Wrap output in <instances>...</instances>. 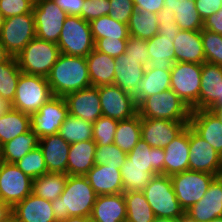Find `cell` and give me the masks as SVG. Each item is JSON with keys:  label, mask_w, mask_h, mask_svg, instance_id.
<instances>
[{"label": "cell", "mask_w": 222, "mask_h": 222, "mask_svg": "<svg viewBox=\"0 0 222 222\" xmlns=\"http://www.w3.org/2000/svg\"><path fill=\"white\" fill-rule=\"evenodd\" d=\"M97 196L85 176L67 175L63 193L51 202L56 221L69 217H90Z\"/></svg>", "instance_id": "obj_1"}, {"label": "cell", "mask_w": 222, "mask_h": 222, "mask_svg": "<svg viewBox=\"0 0 222 222\" xmlns=\"http://www.w3.org/2000/svg\"><path fill=\"white\" fill-rule=\"evenodd\" d=\"M53 96L91 87L86 57L60 54L47 77Z\"/></svg>", "instance_id": "obj_2"}, {"label": "cell", "mask_w": 222, "mask_h": 222, "mask_svg": "<svg viewBox=\"0 0 222 222\" xmlns=\"http://www.w3.org/2000/svg\"><path fill=\"white\" fill-rule=\"evenodd\" d=\"M191 112L172 89L146 97L138 104L141 118L189 122Z\"/></svg>", "instance_id": "obj_3"}, {"label": "cell", "mask_w": 222, "mask_h": 222, "mask_svg": "<svg viewBox=\"0 0 222 222\" xmlns=\"http://www.w3.org/2000/svg\"><path fill=\"white\" fill-rule=\"evenodd\" d=\"M60 54L57 43L35 37L17 55L16 60L23 73L47 78Z\"/></svg>", "instance_id": "obj_4"}, {"label": "cell", "mask_w": 222, "mask_h": 222, "mask_svg": "<svg viewBox=\"0 0 222 222\" xmlns=\"http://www.w3.org/2000/svg\"><path fill=\"white\" fill-rule=\"evenodd\" d=\"M142 192L155 217L181 219L185 215L174 193L170 176L154 175Z\"/></svg>", "instance_id": "obj_5"}, {"label": "cell", "mask_w": 222, "mask_h": 222, "mask_svg": "<svg viewBox=\"0 0 222 222\" xmlns=\"http://www.w3.org/2000/svg\"><path fill=\"white\" fill-rule=\"evenodd\" d=\"M52 97L46 77L21 72L11 108L31 115Z\"/></svg>", "instance_id": "obj_6"}, {"label": "cell", "mask_w": 222, "mask_h": 222, "mask_svg": "<svg viewBox=\"0 0 222 222\" xmlns=\"http://www.w3.org/2000/svg\"><path fill=\"white\" fill-rule=\"evenodd\" d=\"M90 23L80 16H67L57 42L60 52L69 56L86 57L94 49Z\"/></svg>", "instance_id": "obj_7"}, {"label": "cell", "mask_w": 222, "mask_h": 222, "mask_svg": "<svg viewBox=\"0 0 222 222\" xmlns=\"http://www.w3.org/2000/svg\"><path fill=\"white\" fill-rule=\"evenodd\" d=\"M202 64L175 62L171 69L170 89L192 110H197Z\"/></svg>", "instance_id": "obj_8"}, {"label": "cell", "mask_w": 222, "mask_h": 222, "mask_svg": "<svg viewBox=\"0 0 222 222\" xmlns=\"http://www.w3.org/2000/svg\"><path fill=\"white\" fill-rule=\"evenodd\" d=\"M215 177L207 172L191 170L170 176L174 193L185 212L203 198Z\"/></svg>", "instance_id": "obj_9"}, {"label": "cell", "mask_w": 222, "mask_h": 222, "mask_svg": "<svg viewBox=\"0 0 222 222\" xmlns=\"http://www.w3.org/2000/svg\"><path fill=\"white\" fill-rule=\"evenodd\" d=\"M35 37L34 14L26 13L5 19L0 34V41L12 57H17Z\"/></svg>", "instance_id": "obj_10"}, {"label": "cell", "mask_w": 222, "mask_h": 222, "mask_svg": "<svg viewBox=\"0 0 222 222\" xmlns=\"http://www.w3.org/2000/svg\"><path fill=\"white\" fill-rule=\"evenodd\" d=\"M33 179L14 163L0 161V200L11 209L32 193Z\"/></svg>", "instance_id": "obj_11"}, {"label": "cell", "mask_w": 222, "mask_h": 222, "mask_svg": "<svg viewBox=\"0 0 222 222\" xmlns=\"http://www.w3.org/2000/svg\"><path fill=\"white\" fill-rule=\"evenodd\" d=\"M33 14L36 37L57 43L68 15L52 0H35Z\"/></svg>", "instance_id": "obj_12"}, {"label": "cell", "mask_w": 222, "mask_h": 222, "mask_svg": "<svg viewBox=\"0 0 222 222\" xmlns=\"http://www.w3.org/2000/svg\"><path fill=\"white\" fill-rule=\"evenodd\" d=\"M68 115L65 98L53 96L37 112L30 115L31 129L39 139L58 134L61 124Z\"/></svg>", "instance_id": "obj_13"}, {"label": "cell", "mask_w": 222, "mask_h": 222, "mask_svg": "<svg viewBox=\"0 0 222 222\" xmlns=\"http://www.w3.org/2000/svg\"><path fill=\"white\" fill-rule=\"evenodd\" d=\"M102 114L118 121L127 120L138 114V105L132 94L116 85L98 86Z\"/></svg>", "instance_id": "obj_14"}, {"label": "cell", "mask_w": 222, "mask_h": 222, "mask_svg": "<svg viewBox=\"0 0 222 222\" xmlns=\"http://www.w3.org/2000/svg\"><path fill=\"white\" fill-rule=\"evenodd\" d=\"M189 170L222 173V156L189 126Z\"/></svg>", "instance_id": "obj_15"}, {"label": "cell", "mask_w": 222, "mask_h": 222, "mask_svg": "<svg viewBox=\"0 0 222 222\" xmlns=\"http://www.w3.org/2000/svg\"><path fill=\"white\" fill-rule=\"evenodd\" d=\"M189 122L141 118V139L152 148L164 149Z\"/></svg>", "instance_id": "obj_16"}, {"label": "cell", "mask_w": 222, "mask_h": 222, "mask_svg": "<svg viewBox=\"0 0 222 222\" xmlns=\"http://www.w3.org/2000/svg\"><path fill=\"white\" fill-rule=\"evenodd\" d=\"M64 98L71 116L92 123L100 116H103L98 87L91 86L86 89H81L67 94Z\"/></svg>", "instance_id": "obj_17"}, {"label": "cell", "mask_w": 222, "mask_h": 222, "mask_svg": "<svg viewBox=\"0 0 222 222\" xmlns=\"http://www.w3.org/2000/svg\"><path fill=\"white\" fill-rule=\"evenodd\" d=\"M222 210V176L213 179L203 198L192 205L185 214L197 222H211L221 217Z\"/></svg>", "instance_id": "obj_18"}, {"label": "cell", "mask_w": 222, "mask_h": 222, "mask_svg": "<svg viewBox=\"0 0 222 222\" xmlns=\"http://www.w3.org/2000/svg\"><path fill=\"white\" fill-rule=\"evenodd\" d=\"M222 98V66L204 62L197 110H210Z\"/></svg>", "instance_id": "obj_19"}, {"label": "cell", "mask_w": 222, "mask_h": 222, "mask_svg": "<svg viewBox=\"0 0 222 222\" xmlns=\"http://www.w3.org/2000/svg\"><path fill=\"white\" fill-rule=\"evenodd\" d=\"M189 126L222 156V121L213 111H192Z\"/></svg>", "instance_id": "obj_20"}, {"label": "cell", "mask_w": 222, "mask_h": 222, "mask_svg": "<svg viewBox=\"0 0 222 222\" xmlns=\"http://www.w3.org/2000/svg\"><path fill=\"white\" fill-rule=\"evenodd\" d=\"M39 147L48 173L67 174L68 154L70 144L59 134L45 136L39 139Z\"/></svg>", "instance_id": "obj_21"}, {"label": "cell", "mask_w": 222, "mask_h": 222, "mask_svg": "<svg viewBox=\"0 0 222 222\" xmlns=\"http://www.w3.org/2000/svg\"><path fill=\"white\" fill-rule=\"evenodd\" d=\"M164 175L189 170V125L165 148Z\"/></svg>", "instance_id": "obj_22"}, {"label": "cell", "mask_w": 222, "mask_h": 222, "mask_svg": "<svg viewBox=\"0 0 222 222\" xmlns=\"http://www.w3.org/2000/svg\"><path fill=\"white\" fill-rule=\"evenodd\" d=\"M11 211L16 215L19 222H57L51 201L34 193L17 203Z\"/></svg>", "instance_id": "obj_23"}, {"label": "cell", "mask_w": 222, "mask_h": 222, "mask_svg": "<svg viewBox=\"0 0 222 222\" xmlns=\"http://www.w3.org/2000/svg\"><path fill=\"white\" fill-rule=\"evenodd\" d=\"M97 195L123 193L120 169L107 165L95 164L85 175Z\"/></svg>", "instance_id": "obj_24"}, {"label": "cell", "mask_w": 222, "mask_h": 222, "mask_svg": "<svg viewBox=\"0 0 222 222\" xmlns=\"http://www.w3.org/2000/svg\"><path fill=\"white\" fill-rule=\"evenodd\" d=\"M175 62L203 64L205 53L201 31L180 30L173 41Z\"/></svg>", "instance_id": "obj_25"}, {"label": "cell", "mask_w": 222, "mask_h": 222, "mask_svg": "<svg viewBox=\"0 0 222 222\" xmlns=\"http://www.w3.org/2000/svg\"><path fill=\"white\" fill-rule=\"evenodd\" d=\"M114 85L123 91L133 94L144 76L146 67L126 53L115 58Z\"/></svg>", "instance_id": "obj_26"}, {"label": "cell", "mask_w": 222, "mask_h": 222, "mask_svg": "<svg viewBox=\"0 0 222 222\" xmlns=\"http://www.w3.org/2000/svg\"><path fill=\"white\" fill-rule=\"evenodd\" d=\"M127 209L123 193L98 195L91 213V222H126Z\"/></svg>", "instance_id": "obj_27"}, {"label": "cell", "mask_w": 222, "mask_h": 222, "mask_svg": "<svg viewBox=\"0 0 222 222\" xmlns=\"http://www.w3.org/2000/svg\"><path fill=\"white\" fill-rule=\"evenodd\" d=\"M175 38L156 34L151 39L146 40L149 53V68L171 72L175 63Z\"/></svg>", "instance_id": "obj_28"}, {"label": "cell", "mask_w": 222, "mask_h": 222, "mask_svg": "<svg viewBox=\"0 0 222 222\" xmlns=\"http://www.w3.org/2000/svg\"><path fill=\"white\" fill-rule=\"evenodd\" d=\"M86 61L91 86L113 85L115 76V58L93 49Z\"/></svg>", "instance_id": "obj_29"}, {"label": "cell", "mask_w": 222, "mask_h": 222, "mask_svg": "<svg viewBox=\"0 0 222 222\" xmlns=\"http://www.w3.org/2000/svg\"><path fill=\"white\" fill-rule=\"evenodd\" d=\"M165 152L162 148H152L140 139L136 146L127 153L126 165L147 166L148 172L164 174Z\"/></svg>", "instance_id": "obj_30"}, {"label": "cell", "mask_w": 222, "mask_h": 222, "mask_svg": "<svg viewBox=\"0 0 222 222\" xmlns=\"http://www.w3.org/2000/svg\"><path fill=\"white\" fill-rule=\"evenodd\" d=\"M161 11L175 13V20L180 30L203 29V20L199 16L195 0H164V8Z\"/></svg>", "instance_id": "obj_31"}, {"label": "cell", "mask_w": 222, "mask_h": 222, "mask_svg": "<svg viewBox=\"0 0 222 222\" xmlns=\"http://www.w3.org/2000/svg\"><path fill=\"white\" fill-rule=\"evenodd\" d=\"M96 143L93 140L70 144L67 175H82L95 165Z\"/></svg>", "instance_id": "obj_32"}, {"label": "cell", "mask_w": 222, "mask_h": 222, "mask_svg": "<svg viewBox=\"0 0 222 222\" xmlns=\"http://www.w3.org/2000/svg\"><path fill=\"white\" fill-rule=\"evenodd\" d=\"M170 82L171 72H165L147 66L144 76L132 96L138 105L144 98L170 89Z\"/></svg>", "instance_id": "obj_33"}, {"label": "cell", "mask_w": 222, "mask_h": 222, "mask_svg": "<svg viewBox=\"0 0 222 222\" xmlns=\"http://www.w3.org/2000/svg\"><path fill=\"white\" fill-rule=\"evenodd\" d=\"M38 146L39 137L30 129L1 146L0 161L16 163Z\"/></svg>", "instance_id": "obj_34"}, {"label": "cell", "mask_w": 222, "mask_h": 222, "mask_svg": "<svg viewBox=\"0 0 222 222\" xmlns=\"http://www.w3.org/2000/svg\"><path fill=\"white\" fill-rule=\"evenodd\" d=\"M30 129V114L10 108L0 116V147Z\"/></svg>", "instance_id": "obj_35"}, {"label": "cell", "mask_w": 222, "mask_h": 222, "mask_svg": "<svg viewBox=\"0 0 222 222\" xmlns=\"http://www.w3.org/2000/svg\"><path fill=\"white\" fill-rule=\"evenodd\" d=\"M126 222H153L155 215L142 191H124Z\"/></svg>", "instance_id": "obj_36"}, {"label": "cell", "mask_w": 222, "mask_h": 222, "mask_svg": "<svg viewBox=\"0 0 222 222\" xmlns=\"http://www.w3.org/2000/svg\"><path fill=\"white\" fill-rule=\"evenodd\" d=\"M141 137V117L136 114L130 119L118 121L113 143L129 153Z\"/></svg>", "instance_id": "obj_37"}, {"label": "cell", "mask_w": 222, "mask_h": 222, "mask_svg": "<svg viewBox=\"0 0 222 222\" xmlns=\"http://www.w3.org/2000/svg\"><path fill=\"white\" fill-rule=\"evenodd\" d=\"M67 180V174L46 173L33 180L32 193L53 201L63 193Z\"/></svg>", "instance_id": "obj_38"}, {"label": "cell", "mask_w": 222, "mask_h": 222, "mask_svg": "<svg viewBox=\"0 0 222 222\" xmlns=\"http://www.w3.org/2000/svg\"><path fill=\"white\" fill-rule=\"evenodd\" d=\"M129 35L140 39L149 40L158 34L157 14L147 10L134 11L127 24Z\"/></svg>", "instance_id": "obj_39"}, {"label": "cell", "mask_w": 222, "mask_h": 222, "mask_svg": "<svg viewBox=\"0 0 222 222\" xmlns=\"http://www.w3.org/2000/svg\"><path fill=\"white\" fill-rule=\"evenodd\" d=\"M89 23L94 41L100 38L128 40L127 24L118 22L109 15L101 16Z\"/></svg>", "instance_id": "obj_40"}, {"label": "cell", "mask_w": 222, "mask_h": 222, "mask_svg": "<svg viewBox=\"0 0 222 222\" xmlns=\"http://www.w3.org/2000/svg\"><path fill=\"white\" fill-rule=\"evenodd\" d=\"M58 134L69 144L93 140V123L69 114Z\"/></svg>", "instance_id": "obj_41"}, {"label": "cell", "mask_w": 222, "mask_h": 222, "mask_svg": "<svg viewBox=\"0 0 222 222\" xmlns=\"http://www.w3.org/2000/svg\"><path fill=\"white\" fill-rule=\"evenodd\" d=\"M21 72L16 57L0 64V99L13 102Z\"/></svg>", "instance_id": "obj_42"}, {"label": "cell", "mask_w": 222, "mask_h": 222, "mask_svg": "<svg viewBox=\"0 0 222 222\" xmlns=\"http://www.w3.org/2000/svg\"><path fill=\"white\" fill-rule=\"evenodd\" d=\"M124 191H143L157 172H148L147 166L124 165L120 169Z\"/></svg>", "instance_id": "obj_43"}, {"label": "cell", "mask_w": 222, "mask_h": 222, "mask_svg": "<svg viewBox=\"0 0 222 222\" xmlns=\"http://www.w3.org/2000/svg\"><path fill=\"white\" fill-rule=\"evenodd\" d=\"M14 164L33 180L48 173L45 159L39 146L27 153L22 159Z\"/></svg>", "instance_id": "obj_44"}, {"label": "cell", "mask_w": 222, "mask_h": 222, "mask_svg": "<svg viewBox=\"0 0 222 222\" xmlns=\"http://www.w3.org/2000/svg\"><path fill=\"white\" fill-rule=\"evenodd\" d=\"M201 38L205 62L222 66V35L202 29Z\"/></svg>", "instance_id": "obj_45"}, {"label": "cell", "mask_w": 222, "mask_h": 222, "mask_svg": "<svg viewBox=\"0 0 222 222\" xmlns=\"http://www.w3.org/2000/svg\"><path fill=\"white\" fill-rule=\"evenodd\" d=\"M118 120L100 116L93 123V141L97 146L113 144Z\"/></svg>", "instance_id": "obj_46"}, {"label": "cell", "mask_w": 222, "mask_h": 222, "mask_svg": "<svg viewBox=\"0 0 222 222\" xmlns=\"http://www.w3.org/2000/svg\"><path fill=\"white\" fill-rule=\"evenodd\" d=\"M127 158V153L114 143L106 146H97L95 151V164L107 165L121 169Z\"/></svg>", "instance_id": "obj_47"}, {"label": "cell", "mask_w": 222, "mask_h": 222, "mask_svg": "<svg viewBox=\"0 0 222 222\" xmlns=\"http://www.w3.org/2000/svg\"><path fill=\"white\" fill-rule=\"evenodd\" d=\"M110 8V0H84L81 18L91 22L101 16L108 15Z\"/></svg>", "instance_id": "obj_48"}, {"label": "cell", "mask_w": 222, "mask_h": 222, "mask_svg": "<svg viewBox=\"0 0 222 222\" xmlns=\"http://www.w3.org/2000/svg\"><path fill=\"white\" fill-rule=\"evenodd\" d=\"M35 0H0V11L5 19L26 13H33Z\"/></svg>", "instance_id": "obj_49"}, {"label": "cell", "mask_w": 222, "mask_h": 222, "mask_svg": "<svg viewBox=\"0 0 222 222\" xmlns=\"http://www.w3.org/2000/svg\"><path fill=\"white\" fill-rule=\"evenodd\" d=\"M125 53L127 54V56H130L138 61H141V63L145 67L148 66L150 58H149L146 40L129 35L126 43Z\"/></svg>", "instance_id": "obj_50"}, {"label": "cell", "mask_w": 222, "mask_h": 222, "mask_svg": "<svg viewBox=\"0 0 222 222\" xmlns=\"http://www.w3.org/2000/svg\"><path fill=\"white\" fill-rule=\"evenodd\" d=\"M109 16L114 20L128 24L132 13L135 11L133 0H110Z\"/></svg>", "instance_id": "obj_51"}, {"label": "cell", "mask_w": 222, "mask_h": 222, "mask_svg": "<svg viewBox=\"0 0 222 222\" xmlns=\"http://www.w3.org/2000/svg\"><path fill=\"white\" fill-rule=\"evenodd\" d=\"M127 40L100 38L95 40L94 49L111 57H119L126 51Z\"/></svg>", "instance_id": "obj_52"}, {"label": "cell", "mask_w": 222, "mask_h": 222, "mask_svg": "<svg viewBox=\"0 0 222 222\" xmlns=\"http://www.w3.org/2000/svg\"><path fill=\"white\" fill-rule=\"evenodd\" d=\"M158 18V34L175 38L180 31L179 26L175 20V13L169 11H160L157 14Z\"/></svg>", "instance_id": "obj_53"}, {"label": "cell", "mask_w": 222, "mask_h": 222, "mask_svg": "<svg viewBox=\"0 0 222 222\" xmlns=\"http://www.w3.org/2000/svg\"><path fill=\"white\" fill-rule=\"evenodd\" d=\"M199 16L204 21L222 8V0H195Z\"/></svg>", "instance_id": "obj_54"}, {"label": "cell", "mask_w": 222, "mask_h": 222, "mask_svg": "<svg viewBox=\"0 0 222 222\" xmlns=\"http://www.w3.org/2000/svg\"><path fill=\"white\" fill-rule=\"evenodd\" d=\"M69 16H80L84 0H52Z\"/></svg>", "instance_id": "obj_55"}, {"label": "cell", "mask_w": 222, "mask_h": 222, "mask_svg": "<svg viewBox=\"0 0 222 222\" xmlns=\"http://www.w3.org/2000/svg\"><path fill=\"white\" fill-rule=\"evenodd\" d=\"M135 10L158 14L164 8V0H133Z\"/></svg>", "instance_id": "obj_56"}, {"label": "cell", "mask_w": 222, "mask_h": 222, "mask_svg": "<svg viewBox=\"0 0 222 222\" xmlns=\"http://www.w3.org/2000/svg\"><path fill=\"white\" fill-rule=\"evenodd\" d=\"M203 29L222 35V8L203 21Z\"/></svg>", "instance_id": "obj_57"}, {"label": "cell", "mask_w": 222, "mask_h": 222, "mask_svg": "<svg viewBox=\"0 0 222 222\" xmlns=\"http://www.w3.org/2000/svg\"><path fill=\"white\" fill-rule=\"evenodd\" d=\"M12 56L7 52L5 46L0 41V64L7 62Z\"/></svg>", "instance_id": "obj_58"}, {"label": "cell", "mask_w": 222, "mask_h": 222, "mask_svg": "<svg viewBox=\"0 0 222 222\" xmlns=\"http://www.w3.org/2000/svg\"><path fill=\"white\" fill-rule=\"evenodd\" d=\"M11 212V208L0 200V221Z\"/></svg>", "instance_id": "obj_59"}, {"label": "cell", "mask_w": 222, "mask_h": 222, "mask_svg": "<svg viewBox=\"0 0 222 222\" xmlns=\"http://www.w3.org/2000/svg\"><path fill=\"white\" fill-rule=\"evenodd\" d=\"M61 222H91L90 217L78 216V217H69Z\"/></svg>", "instance_id": "obj_60"}, {"label": "cell", "mask_w": 222, "mask_h": 222, "mask_svg": "<svg viewBox=\"0 0 222 222\" xmlns=\"http://www.w3.org/2000/svg\"><path fill=\"white\" fill-rule=\"evenodd\" d=\"M10 108L11 104L7 100L0 99V116L7 112Z\"/></svg>", "instance_id": "obj_61"}, {"label": "cell", "mask_w": 222, "mask_h": 222, "mask_svg": "<svg viewBox=\"0 0 222 222\" xmlns=\"http://www.w3.org/2000/svg\"><path fill=\"white\" fill-rule=\"evenodd\" d=\"M0 222H19V220L16 215L11 211Z\"/></svg>", "instance_id": "obj_62"}, {"label": "cell", "mask_w": 222, "mask_h": 222, "mask_svg": "<svg viewBox=\"0 0 222 222\" xmlns=\"http://www.w3.org/2000/svg\"><path fill=\"white\" fill-rule=\"evenodd\" d=\"M153 222H181V219L166 218V217H155Z\"/></svg>", "instance_id": "obj_63"}, {"label": "cell", "mask_w": 222, "mask_h": 222, "mask_svg": "<svg viewBox=\"0 0 222 222\" xmlns=\"http://www.w3.org/2000/svg\"><path fill=\"white\" fill-rule=\"evenodd\" d=\"M212 111L222 121V105H217Z\"/></svg>", "instance_id": "obj_64"}, {"label": "cell", "mask_w": 222, "mask_h": 222, "mask_svg": "<svg viewBox=\"0 0 222 222\" xmlns=\"http://www.w3.org/2000/svg\"><path fill=\"white\" fill-rule=\"evenodd\" d=\"M181 222H197L193 219H191L189 216H187L186 214L181 218Z\"/></svg>", "instance_id": "obj_65"}, {"label": "cell", "mask_w": 222, "mask_h": 222, "mask_svg": "<svg viewBox=\"0 0 222 222\" xmlns=\"http://www.w3.org/2000/svg\"><path fill=\"white\" fill-rule=\"evenodd\" d=\"M4 21H5V17L2 14V12L0 11V34H1V31H2V27L4 25Z\"/></svg>", "instance_id": "obj_66"}, {"label": "cell", "mask_w": 222, "mask_h": 222, "mask_svg": "<svg viewBox=\"0 0 222 222\" xmlns=\"http://www.w3.org/2000/svg\"><path fill=\"white\" fill-rule=\"evenodd\" d=\"M217 105H222V98L210 110L212 111Z\"/></svg>", "instance_id": "obj_67"}, {"label": "cell", "mask_w": 222, "mask_h": 222, "mask_svg": "<svg viewBox=\"0 0 222 222\" xmlns=\"http://www.w3.org/2000/svg\"><path fill=\"white\" fill-rule=\"evenodd\" d=\"M211 222H222V217H216Z\"/></svg>", "instance_id": "obj_68"}]
</instances>
